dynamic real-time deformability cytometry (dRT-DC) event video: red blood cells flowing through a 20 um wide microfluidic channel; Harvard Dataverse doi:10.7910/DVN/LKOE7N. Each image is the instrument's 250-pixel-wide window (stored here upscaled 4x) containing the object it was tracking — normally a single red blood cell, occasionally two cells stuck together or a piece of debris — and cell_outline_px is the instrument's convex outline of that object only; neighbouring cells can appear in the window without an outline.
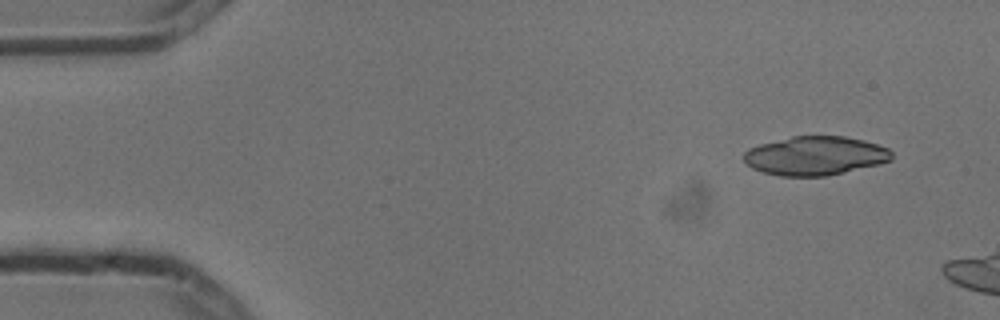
{"species": "common noctule bat (a hibernating species)", "species_latin": "Nyctalus noctula", "temperature_condition": "cold", "stored_images_in_passage": 3, "camera_frame_rate_fps": 3000, "um_per_image_px": 0.085, "animal": {"sex": "male", "body_mass_g": 13.3}, "frame": {"image": 1, "passage_image": 1, "time_ms": 0.0, "image_size_px": [1000, 320], "cell_outline_px": [[892, 160], [880, 164], [828, 176], [780, 176], [764, 172], [752, 168], [744, 160], [744, 152], [748, 148], [760, 144], [792, 136], [844, 136], [864, 140], [888, 148], [892, 152]], "centroid_in_image_um": [69.31, 13.24], "position_along_channel_um": 15.7, "area_um2": 33.58}}